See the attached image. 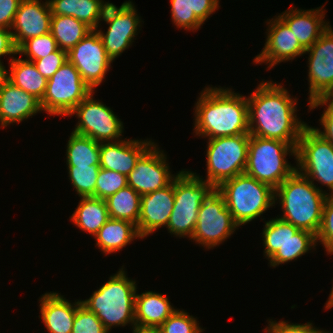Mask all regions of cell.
Masks as SVG:
<instances>
[{
	"label": "cell",
	"mask_w": 333,
	"mask_h": 333,
	"mask_svg": "<svg viewBox=\"0 0 333 333\" xmlns=\"http://www.w3.org/2000/svg\"><path fill=\"white\" fill-rule=\"evenodd\" d=\"M325 310H328L330 308H333V286L331 288L330 294H329V298L325 303Z\"/></svg>",
	"instance_id": "c3c4849f"
},
{
	"label": "cell",
	"mask_w": 333,
	"mask_h": 333,
	"mask_svg": "<svg viewBox=\"0 0 333 333\" xmlns=\"http://www.w3.org/2000/svg\"><path fill=\"white\" fill-rule=\"evenodd\" d=\"M8 67V80L41 101L48 80L38 72L34 63L14 56Z\"/></svg>",
	"instance_id": "f1b7e54d"
},
{
	"label": "cell",
	"mask_w": 333,
	"mask_h": 333,
	"mask_svg": "<svg viewBox=\"0 0 333 333\" xmlns=\"http://www.w3.org/2000/svg\"><path fill=\"white\" fill-rule=\"evenodd\" d=\"M174 205V179L166 187L141 196L137 231L141 239L167 227Z\"/></svg>",
	"instance_id": "ffe728a7"
},
{
	"label": "cell",
	"mask_w": 333,
	"mask_h": 333,
	"mask_svg": "<svg viewBox=\"0 0 333 333\" xmlns=\"http://www.w3.org/2000/svg\"><path fill=\"white\" fill-rule=\"evenodd\" d=\"M197 317L177 309L159 328L160 333H203Z\"/></svg>",
	"instance_id": "e575fe53"
},
{
	"label": "cell",
	"mask_w": 333,
	"mask_h": 333,
	"mask_svg": "<svg viewBox=\"0 0 333 333\" xmlns=\"http://www.w3.org/2000/svg\"><path fill=\"white\" fill-rule=\"evenodd\" d=\"M112 219L127 220L137 226L140 216L141 195L126 186L105 199Z\"/></svg>",
	"instance_id": "1f68e13d"
},
{
	"label": "cell",
	"mask_w": 333,
	"mask_h": 333,
	"mask_svg": "<svg viewBox=\"0 0 333 333\" xmlns=\"http://www.w3.org/2000/svg\"><path fill=\"white\" fill-rule=\"evenodd\" d=\"M51 17L48 0H21L10 29L16 48L29 38L49 33Z\"/></svg>",
	"instance_id": "d6986e66"
},
{
	"label": "cell",
	"mask_w": 333,
	"mask_h": 333,
	"mask_svg": "<svg viewBox=\"0 0 333 333\" xmlns=\"http://www.w3.org/2000/svg\"><path fill=\"white\" fill-rule=\"evenodd\" d=\"M135 279L127 277L125 267L111 275L89 298L81 300V304L89 311L94 312L103 323V326L111 331L112 327H123L135 324V295L137 291Z\"/></svg>",
	"instance_id": "277c9868"
},
{
	"label": "cell",
	"mask_w": 333,
	"mask_h": 333,
	"mask_svg": "<svg viewBox=\"0 0 333 333\" xmlns=\"http://www.w3.org/2000/svg\"><path fill=\"white\" fill-rule=\"evenodd\" d=\"M92 29L72 16L52 15L50 32L58 47L68 52L76 46Z\"/></svg>",
	"instance_id": "f546056e"
},
{
	"label": "cell",
	"mask_w": 333,
	"mask_h": 333,
	"mask_svg": "<svg viewBox=\"0 0 333 333\" xmlns=\"http://www.w3.org/2000/svg\"><path fill=\"white\" fill-rule=\"evenodd\" d=\"M171 19L174 26L186 31H198L203 23L190 11L189 0H169Z\"/></svg>",
	"instance_id": "8d00e7d4"
},
{
	"label": "cell",
	"mask_w": 333,
	"mask_h": 333,
	"mask_svg": "<svg viewBox=\"0 0 333 333\" xmlns=\"http://www.w3.org/2000/svg\"><path fill=\"white\" fill-rule=\"evenodd\" d=\"M317 245L322 244L326 253L333 254V196L326 198L323 206L322 223L316 235Z\"/></svg>",
	"instance_id": "ab89813d"
},
{
	"label": "cell",
	"mask_w": 333,
	"mask_h": 333,
	"mask_svg": "<svg viewBox=\"0 0 333 333\" xmlns=\"http://www.w3.org/2000/svg\"><path fill=\"white\" fill-rule=\"evenodd\" d=\"M262 240L264 256L270 267L295 261L311 250H316V235L298 229L279 218H271L263 225Z\"/></svg>",
	"instance_id": "ba28073f"
},
{
	"label": "cell",
	"mask_w": 333,
	"mask_h": 333,
	"mask_svg": "<svg viewBox=\"0 0 333 333\" xmlns=\"http://www.w3.org/2000/svg\"><path fill=\"white\" fill-rule=\"evenodd\" d=\"M67 61V52L60 48L47 57L31 61L38 72L49 80L57 70Z\"/></svg>",
	"instance_id": "b9f144b4"
},
{
	"label": "cell",
	"mask_w": 333,
	"mask_h": 333,
	"mask_svg": "<svg viewBox=\"0 0 333 333\" xmlns=\"http://www.w3.org/2000/svg\"><path fill=\"white\" fill-rule=\"evenodd\" d=\"M109 219L106 201L94 197H80L77 208L70 216V220L75 226L92 237Z\"/></svg>",
	"instance_id": "83f0119b"
},
{
	"label": "cell",
	"mask_w": 333,
	"mask_h": 333,
	"mask_svg": "<svg viewBox=\"0 0 333 333\" xmlns=\"http://www.w3.org/2000/svg\"><path fill=\"white\" fill-rule=\"evenodd\" d=\"M59 49L57 42L51 32L29 38L17 48V55H24V60L35 61L47 57Z\"/></svg>",
	"instance_id": "836d02e7"
},
{
	"label": "cell",
	"mask_w": 333,
	"mask_h": 333,
	"mask_svg": "<svg viewBox=\"0 0 333 333\" xmlns=\"http://www.w3.org/2000/svg\"><path fill=\"white\" fill-rule=\"evenodd\" d=\"M202 177L182 169L174 178V205L166 227L173 237L192 238L200 206L216 189Z\"/></svg>",
	"instance_id": "5b68a950"
},
{
	"label": "cell",
	"mask_w": 333,
	"mask_h": 333,
	"mask_svg": "<svg viewBox=\"0 0 333 333\" xmlns=\"http://www.w3.org/2000/svg\"><path fill=\"white\" fill-rule=\"evenodd\" d=\"M325 107L321 117L319 119L322 129L312 127L316 133H318L322 138L331 142L333 144V94L324 95L314 99L312 102L308 103L310 111L318 107Z\"/></svg>",
	"instance_id": "74e56055"
},
{
	"label": "cell",
	"mask_w": 333,
	"mask_h": 333,
	"mask_svg": "<svg viewBox=\"0 0 333 333\" xmlns=\"http://www.w3.org/2000/svg\"><path fill=\"white\" fill-rule=\"evenodd\" d=\"M21 0H0V27L11 29Z\"/></svg>",
	"instance_id": "ee69618b"
},
{
	"label": "cell",
	"mask_w": 333,
	"mask_h": 333,
	"mask_svg": "<svg viewBox=\"0 0 333 333\" xmlns=\"http://www.w3.org/2000/svg\"><path fill=\"white\" fill-rule=\"evenodd\" d=\"M132 333H160L158 329H144V328H134Z\"/></svg>",
	"instance_id": "7dc6e473"
},
{
	"label": "cell",
	"mask_w": 333,
	"mask_h": 333,
	"mask_svg": "<svg viewBox=\"0 0 333 333\" xmlns=\"http://www.w3.org/2000/svg\"><path fill=\"white\" fill-rule=\"evenodd\" d=\"M332 26L304 54L308 56V103L333 94V30Z\"/></svg>",
	"instance_id": "e0dca14e"
},
{
	"label": "cell",
	"mask_w": 333,
	"mask_h": 333,
	"mask_svg": "<svg viewBox=\"0 0 333 333\" xmlns=\"http://www.w3.org/2000/svg\"><path fill=\"white\" fill-rule=\"evenodd\" d=\"M263 81L247 96L249 134L281 140L297 148L308 124L297 117L296 96L293 98L282 83Z\"/></svg>",
	"instance_id": "6da1fadb"
},
{
	"label": "cell",
	"mask_w": 333,
	"mask_h": 333,
	"mask_svg": "<svg viewBox=\"0 0 333 333\" xmlns=\"http://www.w3.org/2000/svg\"><path fill=\"white\" fill-rule=\"evenodd\" d=\"M265 46L253 59L255 64H266L267 69L281 62H288L305 55V49L300 45L289 27L276 15L267 22Z\"/></svg>",
	"instance_id": "ac0fdd59"
},
{
	"label": "cell",
	"mask_w": 333,
	"mask_h": 333,
	"mask_svg": "<svg viewBox=\"0 0 333 333\" xmlns=\"http://www.w3.org/2000/svg\"><path fill=\"white\" fill-rule=\"evenodd\" d=\"M166 294L145 291L135 295V324L138 328L158 329L178 308Z\"/></svg>",
	"instance_id": "d4e9b609"
},
{
	"label": "cell",
	"mask_w": 333,
	"mask_h": 333,
	"mask_svg": "<svg viewBox=\"0 0 333 333\" xmlns=\"http://www.w3.org/2000/svg\"><path fill=\"white\" fill-rule=\"evenodd\" d=\"M232 88L205 86L194 105V134L201 138L249 134L248 100Z\"/></svg>",
	"instance_id": "7a4b0ae2"
},
{
	"label": "cell",
	"mask_w": 333,
	"mask_h": 333,
	"mask_svg": "<svg viewBox=\"0 0 333 333\" xmlns=\"http://www.w3.org/2000/svg\"><path fill=\"white\" fill-rule=\"evenodd\" d=\"M8 79V69L6 70V66L3 64V62H0V90L8 81Z\"/></svg>",
	"instance_id": "bcb514c9"
},
{
	"label": "cell",
	"mask_w": 333,
	"mask_h": 333,
	"mask_svg": "<svg viewBox=\"0 0 333 333\" xmlns=\"http://www.w3.org/2000/svg\"><path fill=\"white\" fill-rule=\"evenodd\" d=\"M100 166H67L68 177L79 197H94Z\"/></svg>",
	"instance_id": "d6a6232c"
},
{
	"label": "cell",
	"mask_w": 333,
	"mask_h": 333,
	"mask_svg": "<svg viewBox=\"0 0 333 333\" xmlns=\"http://www.w3.org/2000/svg\"><path fill=\"white\" fill-rule=\"evenodd\" d=\"M94 93L92 91L68 114V117L76 115L78 119L72 132L90 137L99 143L123 139V122L110 107L100 100H95Z\"/></svg>",
	"instance_id": "7c38bea8"
},
{
	"label": "cell",
	"mask_w": 333,
	"mask_h": 333,
	"mask_svg": "<svg viewBox=\"0 0 333 333\" xmlns=\"http://www.w3.org/2000/svg\"><path fill=\"white\" fill-rule=\"evenodd\" d=\"M52 15L72 16L96 30L110 3L104 0H48ZM100 23V24H99Z\"/></svg>",
	"instance_id": "484cf974"
},
{
	"label": "cell",
	"mask_w": 333,
	"mask_h": 333,
	"mask_svg": "<svg viewBox=\"0 0 333 333\" xmlns=\"http://www.w3.org/2000/svg\"><path fill=\"white\" fill-rule=\"evenodd\" d=\"M71 333H110L94 312L81 303L76 308Z\"/></svg>",
	"instance_id": "f35d334b"
},
{
	"label": "cell",
	"mask_w": 333,
	"mask_h": 333,
	"mask_svg": "<svg viewBox=\"0 0 333 333\" xmlns=\"http://www.w3.org/2000/svg\"><path fill=\"white\" fill-rule=\"evenodd\" d=\"M7 55L10 62L14 56H17V48L10 29L0 27V62H3L1 58Z\"/></svg>",
	"instance_id": "f6af8a7d"
},
{
	"label": "cell",
	"mask_w": 333,
	"mask_h": 333,
	"mask_svg": "<svg viewBox=\"0 0 333 333\" xmlns=\"http://www.w3.org/2000/svg\"><path fill=\"white\" fill-rule=\"evenodd\" d=\"M154 143L151 139L124 138L100 143V167L128 175L139 157Z\"/></svg>",
	"instance_id": "7402d4cb"
},
{
	"label": "cell",
	"mask_w": 333,
	"mask_h": 333,
	"mask_svg": "<svg viewBox=\"0 0 333 333\" xmlns=\"http://www.w3.org/2000/svg\"><path fill=\"white\" fill-rule=\"evenodd\" d=\"M42 112L40 100L9 80L0 90V126L21 123Z\"/></svg>",
	"instance_id": "603a6c76"
},
{
	"label": "cell",
	"mask_w": 333,
	"mask_h": 333,
	"mask_svg": "<svg viewBox=\"0 0 333 333\" xmlns=\"http://www.w3.org/2000/svg\"><path fill=\"white\" fill-rule=\"evenodd\" d=\"M325 11L324 5L309 10L290 6L278 14V17L289 27L306 50L330 27V23L324 19Z\"/></svg>",
	"instance_id": "44dd1931"
},
{
	"label": "cell",
	"mask_w": 333,
	"mask_h": 333,
	"mask_svg": "<svg viewBox=\"0 0 333 333\" xmlns=\"http://www.w3.org/2000/svg\"><path fill=\"white\" fill-rule=\"evenodd\" d=\"M65 155L67 166H99L100 143L71 132Z\"/></svg>",
	"instance_id": "4dcf8cb0"
},
{
	"label": "cell",
	"mask_w": 333,
	"mask_h": 333,
	"mask_svg": "<svg viewBox=\"0 0 333 333\" xmlns=\"http://www.w3.org/2000/svg\"><path fill=\"white\" fill-rule=\"evenodd\" d=\"M288 155L296 160V147L292 144L250 135L244 173L276 189L297 169L286 159Z\"/></svg>",
	"instance_id": "52a82bcc"
},
{
	"label": "cell",
	"mask_w": 333,
	"mask_h": 333,
	"mask_svg": "<svg viewBox=\"0 0 333 333\" xmlns=\"http://www.w3.org/2000/svg\"><path fill=\"white\" fill-rule=\"evenodd\" d=\"M296 166L315 186L317 181L333 196V144L309 124L303 129L296 148Z\"/></svg>",
	"instance_id": "30bf717a"
},
{
	"label": "cell",
	"mask_w": 333,
	"mask_h": 333,
	"mask_svg": "<svg viewBox=\"0 0 333 333\" xmlns=\"http://www.w3.org/2000/svg\"><path fill=\"white\" fill-rule=\"evenodd\" d=\"M101 21L108 24L107 31L103 33L100 25L96 31L102 39L106 53L114 61L132 46L134 39L136 40L135 37L141 30L139 28H141L143 20L137 14L134 3L128 0L123 2L120 7L110 2Z\"/></svg>",
	"instance_id": "4fadbf2b"
},
{
	"label": "cell",
	"mask_w": 333,
	"mask_h": 333,
	"mask_svg": "<svg viewBox=\"0 0 333 333\" xmlns=\"http://www.w3.org/2000/svg\"><path fill=\"white\" fill-rule=\"evenodd\" d=\"M67 60L75 66L83 81L93 91L104 81L113 63L96 30H92L67 52Z\"/></svg>",
	"instance_id": "9a60e30c"
},
{
	"label": "cell",
	"mask_w": 333,
	"mask_h": 333,
	"mask_svg": "<svg viewBox=\"0 0 333 333\" xmlns=\"http://www.w3.org/2000/svg\"><path fill=\"white\" fill-rule=\"evenodd\" d=\"M190 11L204 24L216 10L219 9V0H189Z\"/></svg>",
	"instance_id": "7bdbcfd3"
},
{
	"label": "cell",
	"mask_w": 333,
	"mask_h": 333,
	"mask_svg": "<svg viewBox=\"0 0 333 333\" xmlns=\"http://www.w3.org/2000/svg\"><path fill=\"white\" fill-rule=\"evenodd\" d=\"M94 238L95 245L105 255L118 252L135 239H141L135 224L112 218L103 225Z\"/></svg>",
	"instance_id": "4316f807"
},
{
	"label": "cell",
	"mask_w": 333,
	"mask_h": 333,
	"mask_svg": "<svg viewBox=\"0 0 333 333\" xmlns=\"http://www.w3.org/2000/svg\"><path fill=\"white\" fill-rule=\"evenodd\" d=\"M127 185L126 175L100 168L96 179L94 198L105 200Z\"/></svg>",
	"instance_id": "d590c367"
},
{
	"label": "cell",
	"mask_w": 333,
	"mask_h": 333,
	"mask_svg": "<svg viewBox=\"0 0 333 333\" xmlns=\"http://www.w3.org/2000/svg\"><path fill=\"white\" fill-rule=\"evenodd\" d=\"M226 207L223 195L215 189L201 204L191 241L206 249H213L239 229Z\"/></svg>",
	"instance_id": "5bb4252c"
},
{
	"label": "cell",
	"mask_w": 333,
	"mask_h": 333,
	"mask_svg": "<svg viewBox=\"0 0 333 333\" xmlns=\"http://www.w3.org/2000/svg\"><path fill=\"white\" fill-rule=\"evenodd\" d=\"M216 189L223 195L226 207L239 227L260 218L275 206V189L245 173L224 181Z\"/></svg>",
	"instance_id": "8992f818"
},
{
	"label": "cell",
	"mask_w": 333,
	"mask_h": 333,
	"mask_svg": "<svg viewBox=\"0 0 333 333\" xmlns=\"http://www.w3.org/2000/svg\"><path fill=\"white\" fill-rule=\"evenodd\" d=\"M250 134L208 139L205 181L215 188L224 181L243 174L247 164Z\"/></svg>",
	"instance_id": "9c48e42d"
},
{
	"label": "cell",
	"mask_w": 333,
	"mask_h": 333,
	"mask_svg": "<svg viewBox=\"0 0 333 333\" xmlns=\"http://www.w3.org/2000/svg\"><path fill=\"white\" fill-rule=\"evenodd\" d=\"M167 155L153 143L137 160L127 175V184L138 194L146 195L168 186L177 176L172 174Z\"/></svg>",
	"instance_id": "2e32d148"
},
{
	"label": "cell",
	"mask_w": 333,
	"mask_h": 333,
	"mask_svg": "<svg viewBox=\"0 0 333 333\" xmlns=\"http://www.w3.org/2000/svg\"><path fill=\"white\" fill-rule=\"evenodd\" d=\"M42 322L49 333H71L76 308L81 300L71 302L57 292H46L39 299Z\"/></svg>",
	"instance_id": "cb8c5ba5"
},
{
	"label": "cell",
	"mask_w": 333,
	"mask_h": 333,
	"mask_svg": "<svg viewBox=\"0 0 333 333\" xmlns=\"http://www.w3.org/2000/svg\"><path fill=\"white\" fill-rule=\"evenodd\" d=\"M268 326L264 328L266 333H328V331L321 330L313 326L311 322L307 323H289L288 321H275L272 319L267 320Z\"/></svg>",
	"instance_id": "60d3db41"
},
{
	"label": "cell",
	"mask_w": 333,
	"mask_h": 333,
	"mask_svg": "<svg viewBox=\"0 0 333 333\" xmlns=\"http://www.w3.org/2000/svg\"><path fill=\"white\" fill-rule=\"evenodd\" d=\"M93 90L83 81L79 71L68 60L48 80L40 101L42 111L50 116H65Z\"/></svg>",
	"instance_id": "8fae6325"
},
{
	"label": "cell",
	"mask_w": 333,
	"mask_h": 333,
	"mask_svg": "<svg viewBox=\"0 0 333 333\" xmlns=\"http://www.w3.org/2000/svg\"><path fill=\"white\" fill-rule=\"evenodd\" d=\"M315 186L297 169L276 189L274 203L281 206L280 219L317 235L322 223L327 191Z\"/></svg>",
	"instance_id": "3957f363"
}]
</instances>
